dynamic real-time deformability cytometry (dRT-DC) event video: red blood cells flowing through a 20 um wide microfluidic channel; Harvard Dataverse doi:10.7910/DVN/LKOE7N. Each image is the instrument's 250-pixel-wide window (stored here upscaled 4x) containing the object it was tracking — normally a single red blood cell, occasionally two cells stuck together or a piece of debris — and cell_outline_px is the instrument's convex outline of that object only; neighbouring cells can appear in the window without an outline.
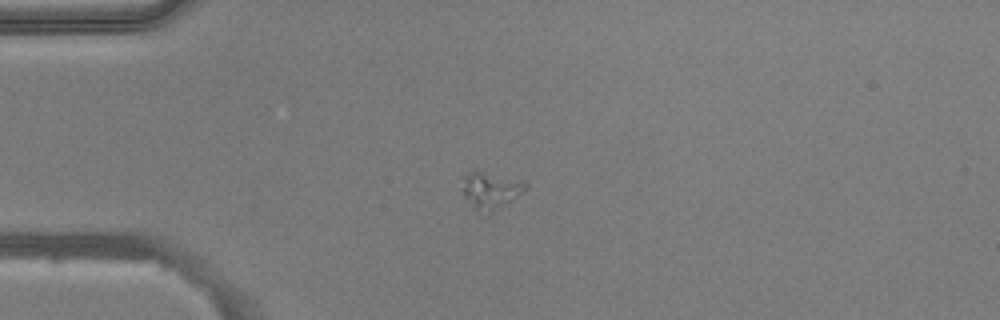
{"species": "common noctule bat (a hibernating species)", "species_latin": "Nyctalus noctula", "temperature_condition": "warm", "stored_images_in_passage": 40, "camera_frame_rate_fps": 3000, "um_per_image_px": 0.085, "animal": {"sex": "male", "body_mass_g": 20.5, "forearm_length_mm": 52.5}, "frame": {"image": 1, "passage_image": 1, "time_ms": 0.0, "image_size_px": [1000, 320], "cell_outline_px": [[528, 188], [492, 212], [476, 208], [464, 192], [464, 176], [468, 172], [480, 172], [524, 180], [528, 184]], "centroid_in_image_um": [41.79, 16.13], "position_along_channel_um": 43.2, "area_um2": 12.48}}
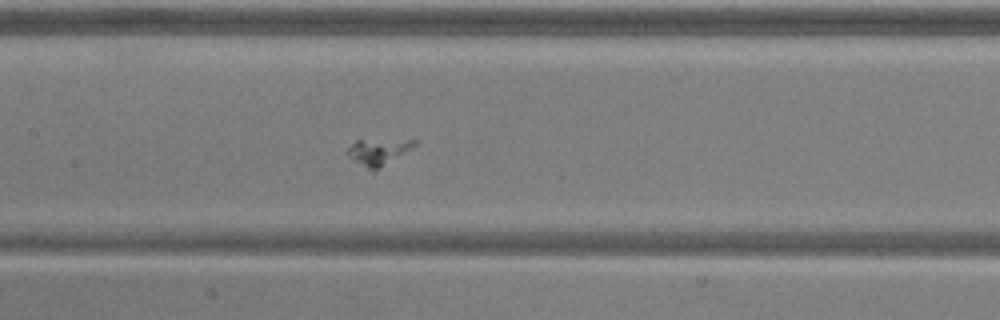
{"frame": {"image": 2, "passage_image": 13, "time_ms": 4.0, "image_size_px": [1000, 320], "cell_outline_px": [[416, 144], [412, 148], [380, 168], [372, 172], [344, 152], [356, 140], [416, 140]], "centroid_in_image_um": [32.14, 12.9], "position_along_channel_um": 175.3, "area_um2": 10.0}}
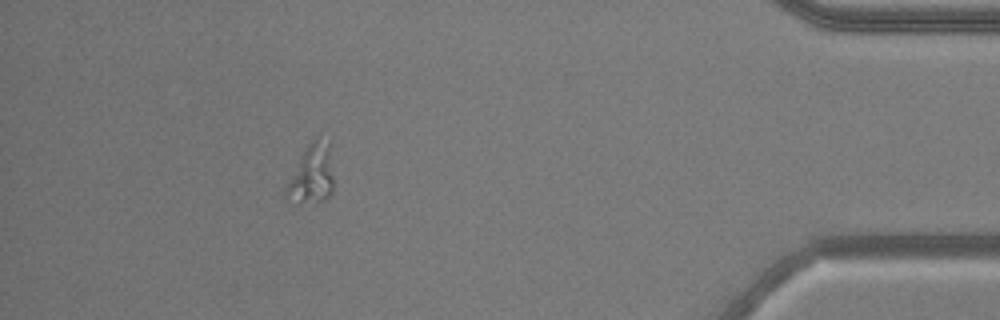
{"frame": {"image": 3, "passage_image": 35, "time_ms": 11.333, "image_size_px": [1000, 320], "cell_outline_px": [[332, 192], [324, 200], [316, 204], [296, 204], [284, 200], [284, 188], [308, 144], [316, 136], [328, 148], [332, 176]], "centroid_in_image_um": [26.41, 14.97], "position_along_channel_um": 408.8, "area_um2": 16.13}}